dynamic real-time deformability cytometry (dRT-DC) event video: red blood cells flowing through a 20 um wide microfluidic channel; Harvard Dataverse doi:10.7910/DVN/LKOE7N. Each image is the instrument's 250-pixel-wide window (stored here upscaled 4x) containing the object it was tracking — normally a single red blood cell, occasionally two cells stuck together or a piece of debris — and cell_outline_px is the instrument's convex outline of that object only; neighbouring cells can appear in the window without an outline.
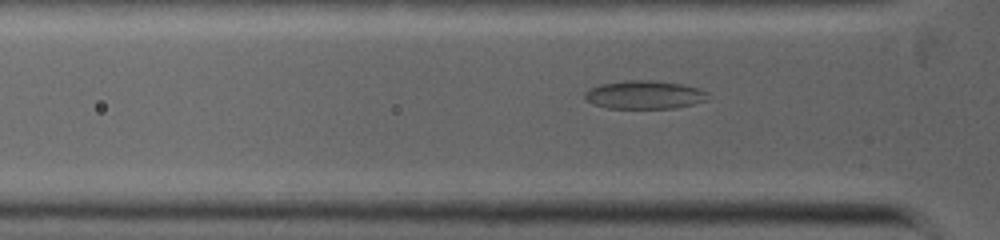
{"species": "common noctule bat (a hibernating species)", "species_latin": "Nyctalus noctula", "temperature_condition": "warm", "stored_images_in_passage": 9, "camera_frame_rate_fps": 5000, "um_per_image_px": 0.085, "animal": {"sex": "female", "body_mass_g": 19.0, "forearm_length_mm": 53.3}, "frame": {"image": 1, "passage_image": 4, "time_ms": 0.4, "image_size_px": [1000, 240], "cell_outline_px": [[708, 100], [676, 108], [608, 108], [592, 104], [584, 96], [584, 92], [600, 84], [628, 80], [652, 80], [684, 84], [700, 88], [708, 92]], "centroid_in_image_um": [54.82, 8.05], "position_along_channel_um": 71.0, "area_um2": 20.4}}